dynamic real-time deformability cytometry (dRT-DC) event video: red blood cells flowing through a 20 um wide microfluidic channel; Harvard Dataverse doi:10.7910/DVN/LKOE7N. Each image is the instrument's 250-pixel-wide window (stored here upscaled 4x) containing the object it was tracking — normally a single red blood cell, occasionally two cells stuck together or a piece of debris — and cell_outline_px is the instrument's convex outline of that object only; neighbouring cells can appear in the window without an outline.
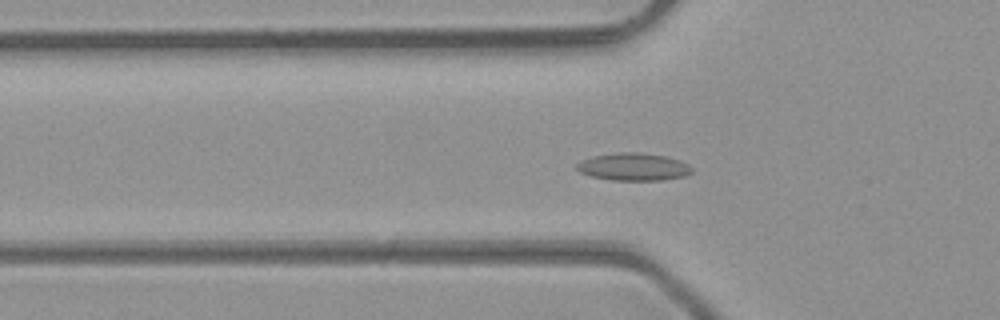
{"species": "common noctule bat (a hibernating species)", "species_latin": "Nyctalus noctula", "temperature_condition": "room temperature", "stored_images_in_passage": 41, "camera_frame_rate_fps": 3000, "um_per_image_px": 0.085, "animal": {"sex": "male", "body_mass_g": 23.1, "forearm_length_mm": 52.7}, "frame": {"image": 1, "passage_image": 8, "time_ms": 2.333, "image_size_px": [1000, 320], "cell_outline_px": [[692, 172], [684, 176], [664, 180], [612, 180], [592, 176], [580, 172], [576, 168], [576, 164], [580, 160], [592, 156], [616, 152], [640, 152], [664, 156], [680, 160], [688, 164], [692, 168]], "centroid_in_image_um": [53.83, 14.17], "position_along_channel_um": 72.0, "area_um2": 18.55}}
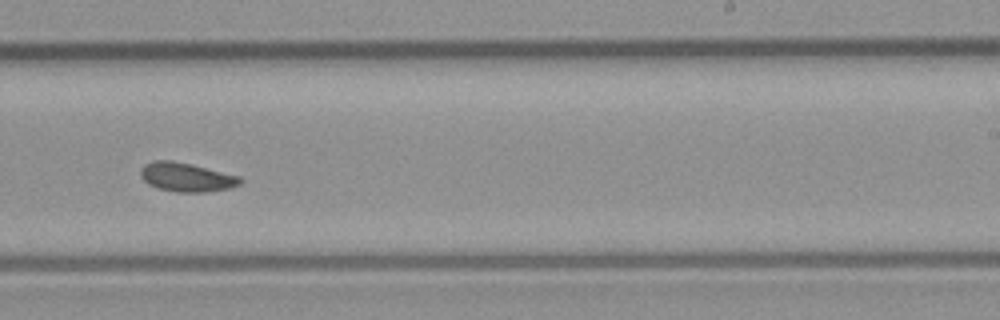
{"frame": {"image": 2, "passage_image": 22, "time_ms": 7.0, "image_size_px": [1000, 320], "cell_outline_px": [[244, 180], [240, 184], [228, 188], [204, 192], [176, 192], [156, 188], [148, 184], [140, 176], [140, 168], [144, 164], [152, 160], [172, 160], [192, 164], [240, 176]], "centroid_in_image_um": [15.82, 15.05], "position_along_channel_um": 273.2, "area_um2": 16.99}}
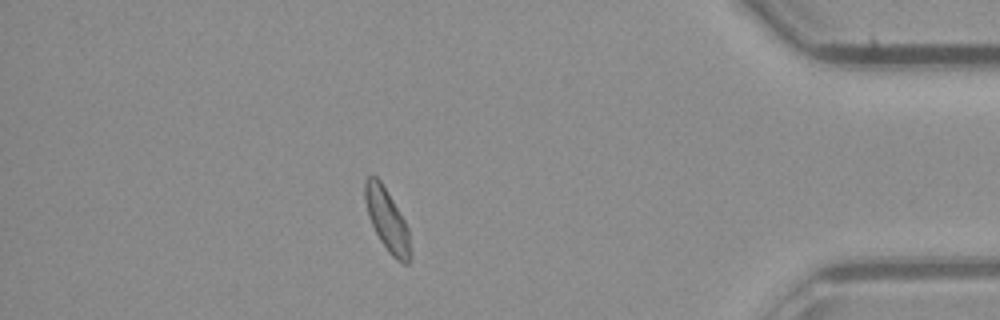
{"frame": {"image": 3, "passage_image": 34, "time_ms": 11.0, "image_size_px": [1000, 320], "cell_outline_px": [[412, 256], [408, 264], [404, 264], [396, 260], [388, 252], [380, 240], [368, 216], [364, 200], [364, 180], [368, 176], [376, 176], [380, 180], [404, 220], [408, 228]], "centroid_in_image_um": [32.9, 18.73], "position_along_channel_um": 402.3, "area_um2": 16.47}, "authors_computed_cell_mechanics": {"area_um2": 16.473, "velocity_mm_per_s": 4.2963, "shape_relaxation_time_tau1_ms": 7.9741, "shape_relaxation_time_tau2_ms": 3.3579, "deformation_change_tau1": 0.0999, "deformation_change_tau2": 0.076}}